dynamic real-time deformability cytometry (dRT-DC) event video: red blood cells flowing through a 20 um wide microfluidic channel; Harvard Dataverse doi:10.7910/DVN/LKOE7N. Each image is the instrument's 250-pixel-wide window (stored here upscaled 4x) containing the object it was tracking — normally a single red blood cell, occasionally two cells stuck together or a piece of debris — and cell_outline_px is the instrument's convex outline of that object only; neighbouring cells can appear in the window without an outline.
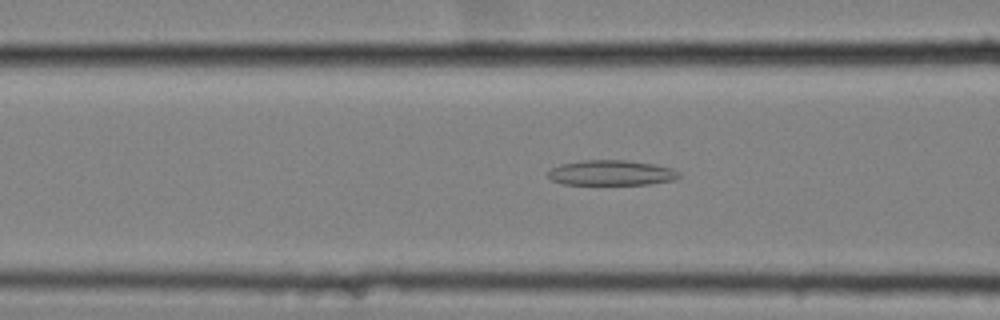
{"species": "common noctule bat (a hibernating species)", "species_latin": "Nyctalus noctula", "temperature_condition": "cold", "stored_images_in_passage": 48, "camera_frame_rate_fps": 3000, "um_per_image_px": 0.085, "animal": {"sex": "female", "body_mass_g": 25.1}, "frame": {"image": 1, "passage_image": 14, "time_ms": 4.333, "image_size_px": [1000, 320], "cell_outline_px": [[680, 176], [676, 180], [648, 184], [564, 184], [552, 180], [548, 176], [548, 172], [552, 168], [560, 164], [580, 160], [624, 160], [652, 164], [672, 168]], "centroid_in_image_um": [51.94, 14.69], "position_along_channel_um": 114.7, "area_um2": 19.07}}
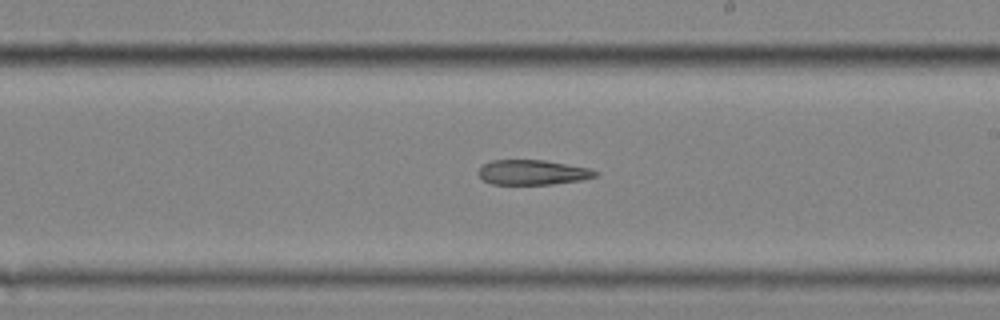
{"frame": {"image": 2, "passage_image": 25, "time_ms": 8.0, "image_size_px": [1000, 320], "cell_outline_px": [[600, 172], [596, 176], [580, 180], [552, 184], [492, 184], [484, 180], [476, 172], [484, 164], [492, 160], [544, 160], [588, 168]], "centroid_in_image_um": [45.26, 14.65], "position_along_channel_um": 243.7, "area_um2": 16.82}}
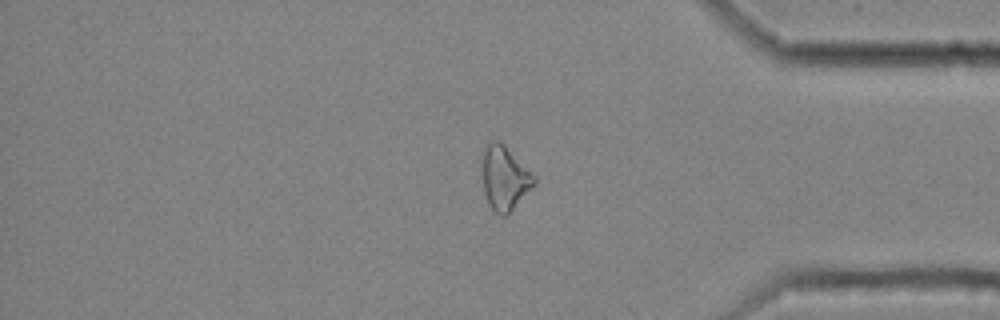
{"frame": {"image": 3, "passage_image": 39, "time_ms": 12.667, "image_size_px": [1000, 320], "cell_outline_px": [[536, 184], [504, 216], [500, 216], [488, 204], [484, 192], [484, 148], [492, 140], [500, 140], [536, 176]], "centroid_in_image_um": [42.92, 15.11], "position_along_channel_um": 392.3, "area_um2": 18.9}}